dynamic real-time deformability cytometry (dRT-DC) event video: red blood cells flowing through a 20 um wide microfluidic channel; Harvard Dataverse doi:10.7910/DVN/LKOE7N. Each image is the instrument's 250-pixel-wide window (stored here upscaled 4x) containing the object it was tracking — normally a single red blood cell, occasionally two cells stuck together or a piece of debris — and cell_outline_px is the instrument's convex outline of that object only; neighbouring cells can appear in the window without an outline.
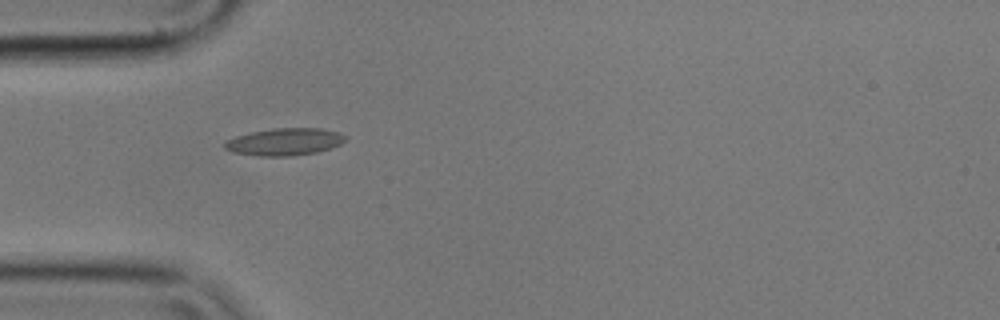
{"species": "common noctule bat (a hibernating species)", "species_latin": "Nyctalus noctula", "temperature_condition": "cold", "stored_images_in_passage": 6, "camera_frame_rate_fps": 3000, "um_per_image_px": 0.085, "animal": {"sex": "male", "body_mass_g": 17.9}, "frame": {"image": 1, "passage_image": 5, "time_ms": 1.333, "image_size_px": [1000, 320], "cell_outline_px": [[348, 140], [332, 148], [316, 152], [292, 156], [256, 156], [232, 152], [224, 148], [224, 144], [228, 140], [236, 136], [252, 132], [272, 128], [320, 128], [336, 132], [348, 136]], "centroid_in_image_um": [24.22, 12.06], "position_along_channel_um": 60.8, "area_um2": 19.25}}
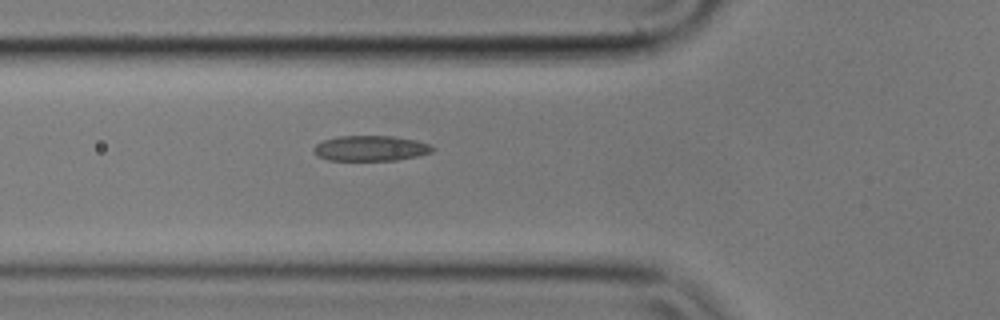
{"frame": {"image": 2, "passage_image": 6, "time_ms": 1.667, "image_size_px": [1000, 320], "cell_outline_px": [[436, 148], [432, 152], [416, 156], [396, 160], [328, 160], [316, 156], [312, 148], [316, 144], [324, 140], [336, 136], [392, 136], [416, 140], [428, 144]], "centroid_in_image_um": [31.47, 12.6], "position_along_channel_um": 94.3, "area_um2": 17.57}}